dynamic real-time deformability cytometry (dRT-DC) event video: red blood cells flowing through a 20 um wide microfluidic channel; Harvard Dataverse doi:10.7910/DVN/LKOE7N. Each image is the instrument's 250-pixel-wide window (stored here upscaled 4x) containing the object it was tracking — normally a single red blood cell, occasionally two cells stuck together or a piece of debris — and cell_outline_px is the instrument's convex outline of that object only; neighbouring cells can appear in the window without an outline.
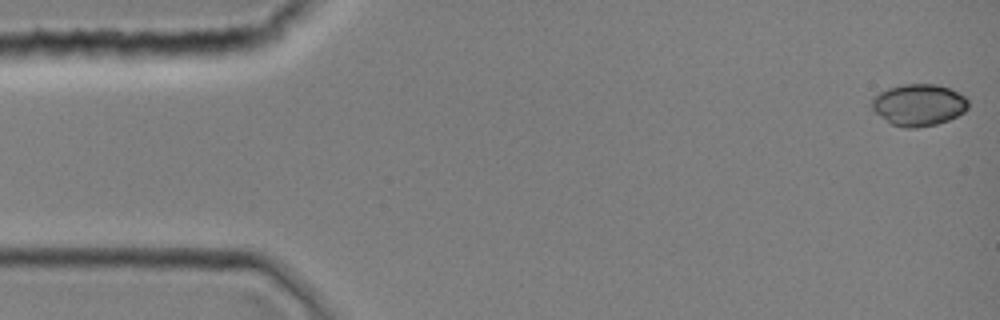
{"species": "common noctule bat (a hibernating species)", "species_latin": "Nyctalus noctula", "temperature_condition": "room temperature", "stored_images_in_passage": 40, "camera_frame_rate_fps": 3000, "um_per_image_px": 0.085, "animal": {"sex": "female", "body_mass_g": 19.0, "forearm_length_mm": 51.5}, "frame": {"image": 1, "passage_image": 1, "time_ms": 0.0, "image_size_px": [1000, 320], "cell_outline_px": [[968, 108], [964, 112], [948, 120], [936, 124], [916, 128], [904, 128], [892, 124], [876, 112], [872, 108], [872, 96], [888, 88], [904, 84], [936, 84], [948, 88], [964, 96], [968, 100]], "centroid_in_image_um": [78.09, 8.91], "position_along_channel_um": 6.9, "area_um2": 23.29}}
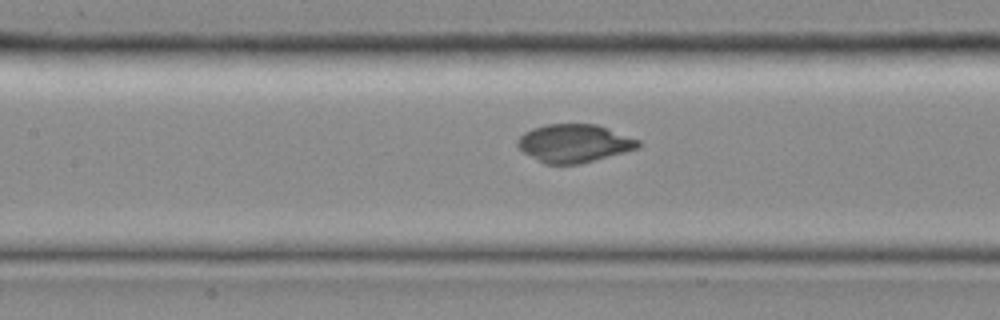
{"frame": {"image": 2, "passage_image": 18, "time_ms": 5.667, "image_size_px": [1000, 320], "cell_outline_px": [[644, 144], [640, 148], [580, 164], [544, 164], [524, 152], [516, 144], [516, 140], [524, 132], [532, 128], [544, 124], [596, 124], [640, 140]], "centroid_in_image_um": [48.82, 12.18], "position_along_channel_um": 158.6, "area_um2": 26.93}}
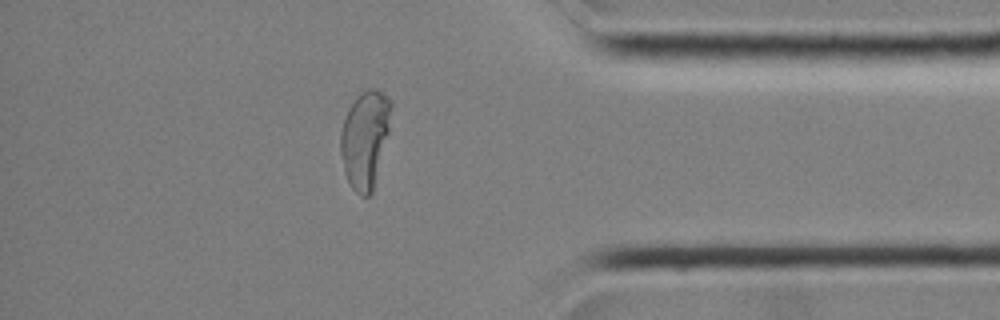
{"frame": {"image": 3, "passage_image": 34, "time_ms": 11.0, "image_size_px": [1000, 320], "cell_outline_px": [[392, 108], [388, 132], [372, 192], [368, 196], [360, 196], [352, 188], [344, 172], [340, 152], [340, 132], [348, 108], [356, 96], [360, 92], [368, 88], [376, 88], [392, 104]], "centroid_in_image_um": [31.0, 11.8], "position_along_channel_um": 404.2, "area_um2": 28.38}}